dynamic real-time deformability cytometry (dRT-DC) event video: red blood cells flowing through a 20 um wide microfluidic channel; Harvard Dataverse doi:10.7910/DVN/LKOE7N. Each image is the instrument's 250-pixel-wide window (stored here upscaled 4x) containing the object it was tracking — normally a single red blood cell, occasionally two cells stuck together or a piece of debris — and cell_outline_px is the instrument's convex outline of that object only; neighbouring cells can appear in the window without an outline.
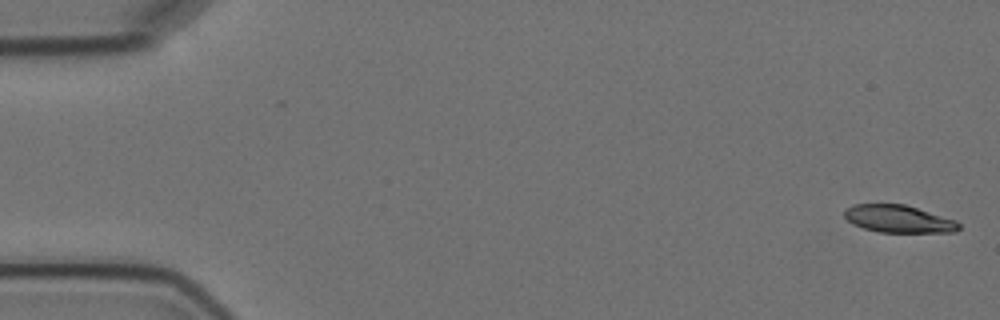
{"species": "Egyptian fruit bat (a non-hibernating species)", "species_latin": "Rousettus aegyptiacus", "temperature_condition": "cold", "stored_images_in_passage": 5, "camera_frame_rate_fps": 3000, "um_per_image_px": 0.085, "animal": {"sex": "female"}, "frame": {"image": 1, "passage_image": 1, "time_ms": 0.0, "image_size_px": [1000, 320], "cell_outline_px": [[960, 228], [956, 232], [880, 232], [864, 228], [852, 224], [844, 216], [844, 208], [852, 204], [904, 204], [956, 220], [960, 224]], "centroid_in_image_um": [76.36, 18.6], "position_along_channel_um": 8.6, "area_um2": 18.32}}
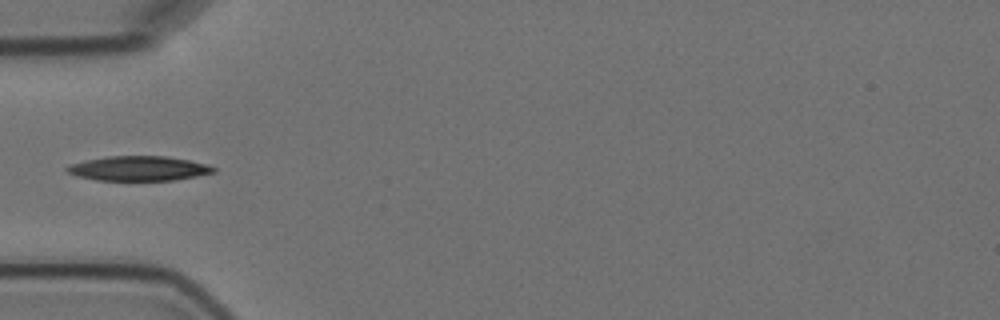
{"frame": {"image": 2, "passage_image": 5, "time_ms": 5.667, "image_size_px": [1000, 320], "cell_outline_px": [[216, 172], [176, 180], [96, 180], [76, 176], [64, 172], [64, 168], [68, 164], [108, 156], [164, 156], [188, 160], [204, 164], [216, 168]], "centroid_in_image_um": [11.72, 14.32], "position_along_channel_um": 73.3, "area_um2": 21.04}}